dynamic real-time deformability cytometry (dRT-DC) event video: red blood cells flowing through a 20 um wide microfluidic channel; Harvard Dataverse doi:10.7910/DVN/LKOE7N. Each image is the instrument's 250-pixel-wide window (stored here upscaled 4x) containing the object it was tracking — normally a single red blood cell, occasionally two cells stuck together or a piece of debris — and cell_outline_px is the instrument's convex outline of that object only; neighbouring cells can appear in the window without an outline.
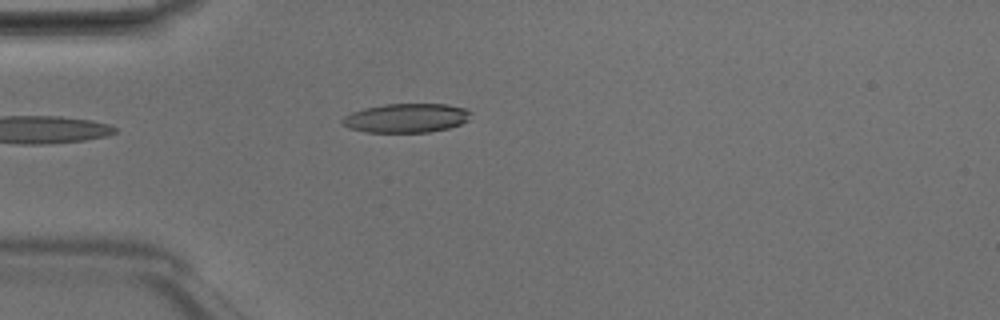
{"species": "Egyptian fruit bat (a non-hibernating species)", "species_latin": "Rousettus aegyptiacus", "temperature_condition": "room temperature", "stored_images_in_passage": 31, "camera_frame_rate_fps": 3000, "um_per_image_px": 0.085, "animal": {"sex": "male"}, "frame": {"image": 1, "passage_image": 1, "time_ms": 0.0, "image_size_px": [1000, 320], "cell_outline_px": [[472, 112], [468, 120], [460, 124], [448, 128], [428, 132], [364, 132], [348, 128], [340, 120], [344, 116], [352, 112], [364, 108], [384, 104], [448, 104], [464, 108]], "centroid_in_image_um": [34.52, 10.03], "position_along_channel_um": 50.5, "area_um2": 21.79}, "authors_computed_cell_mechanics": {"area_um2": 22.0218, "velocity_mm_per_s": 4.2047, "shape_relaxation_time_tau1_ms": 5.4308, "shape_relaxation_time_tau2_ms": 2.4512, "deformation_change_tau1": 0.1882, "deformation_change_tau2": 0.0921}}